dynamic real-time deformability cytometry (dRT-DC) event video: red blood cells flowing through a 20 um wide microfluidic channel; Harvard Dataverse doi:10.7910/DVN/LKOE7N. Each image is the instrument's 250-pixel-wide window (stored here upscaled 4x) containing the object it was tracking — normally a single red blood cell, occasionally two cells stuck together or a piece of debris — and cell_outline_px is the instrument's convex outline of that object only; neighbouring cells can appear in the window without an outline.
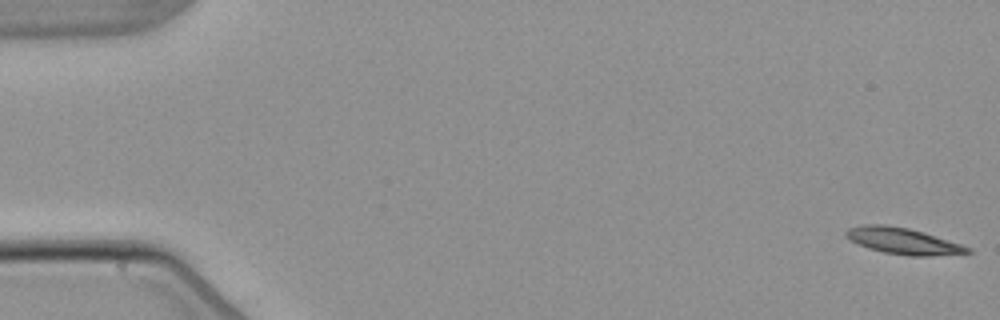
{"species": "common noctule bat (a hibernating species)", "species_latin": "Nyctalus noctula", "temperature_condition": "warm", "stored_images_in_passage": 5, "camera_frame_rate_fps": 3000, "um_per_image_px": 0.085, "animal": {"sex": "male", "body_mass_g": 21.5, "forearm_length_mm": 52.0}, "frame": {"image": 1, "passage_image": 1, "time_ms": 0.0, "image_size_px": [1000, 320], "cell_outline_px": [[972, 252], [928, 256], [908, 256], [884, 252], [868, 248], [852, 240], [844, 232], [848, 228], [864, 224], [884, 224], [908, 228], [924, 232], [972, 248]], "centroid_in_image_um": [76.77, 20.48], "position_along_channel_um": 8.2, "area_um2": 18.38}}
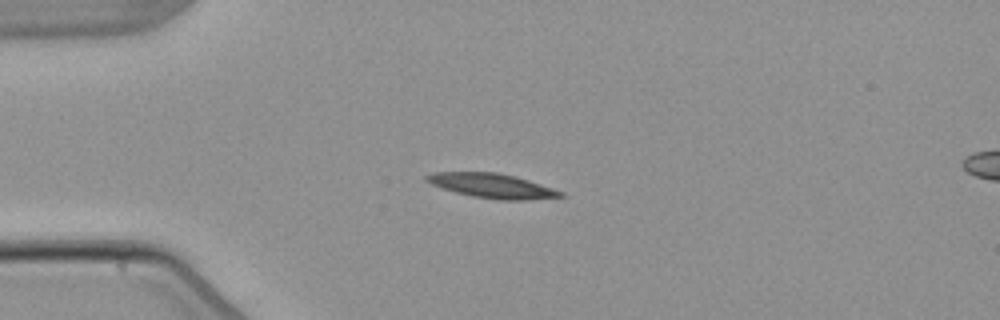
{"frame": {"image": 2, "passage_image": 4, "time_ms": 4.333, "image_size_px": [1000, 320], "cell_outline_px": [[564, 196], [524, 200], [500, 200], [472, 196], [456, 192], [432, 184], [424, 180], [424, 176], [436, 172], [496, 172], [516, 176], [564, 192]], "centroid_in_image_um": [41.82, 15.78], "position_along_channel_um": 43.2, "area_um2": 18.9}}